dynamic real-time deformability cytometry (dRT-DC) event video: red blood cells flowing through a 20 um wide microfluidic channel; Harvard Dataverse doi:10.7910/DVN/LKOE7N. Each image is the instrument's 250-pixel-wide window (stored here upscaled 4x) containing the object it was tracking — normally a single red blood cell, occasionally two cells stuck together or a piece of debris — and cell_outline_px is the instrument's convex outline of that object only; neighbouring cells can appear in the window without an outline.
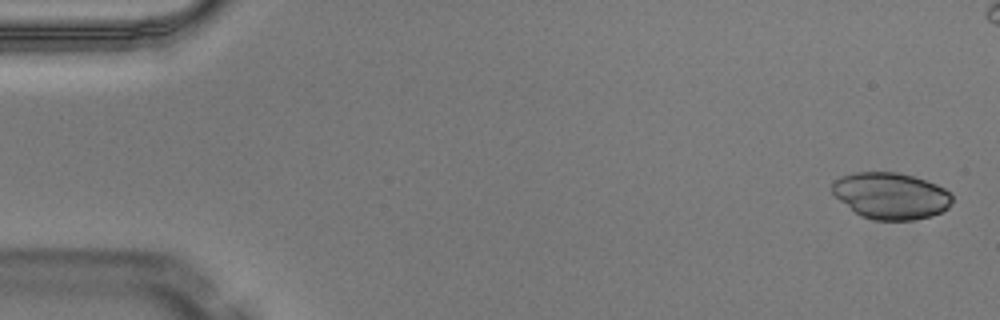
{"species": "Egyptian fruit bat (a non-hibernating species)", "species_latin": "Rousettus aegyptiacus", "temperature_condition": "warm", "stored_images_in_passage": 6, "camera_frame_rate_fps": 3000, "um_per_image_px": 0.085, "animal": {"sex": "male"}, "frame": {"image": 1, "passage_image": 1, "time_ms": 0.0, "image_size_px": [1000, 320], "cell_outline_px": [[952, 200], [948, 208], [932, 216], [912, 220], [876, 220], [860, 216], [840, 200], [832, 192], [832, 184], [840, 176], [856, 172], [896, 172], [912, 176], [936, 184], [944, 188], [952, 196]], "centroid_in_image_um": [75.72, 16.64], "position_along_channel_um": 9.3, "area_um2": 32.31}}